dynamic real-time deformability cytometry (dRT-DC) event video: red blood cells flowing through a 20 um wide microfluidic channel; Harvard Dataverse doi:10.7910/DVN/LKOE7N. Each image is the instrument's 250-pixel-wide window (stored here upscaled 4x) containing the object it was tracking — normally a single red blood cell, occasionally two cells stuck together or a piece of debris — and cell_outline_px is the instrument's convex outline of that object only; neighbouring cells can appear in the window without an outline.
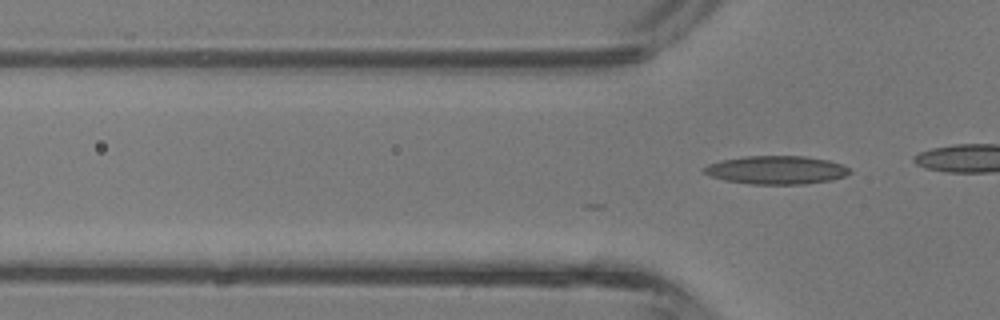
{"species": "common noctule bat (a hibernating species)", "species_latin": "Nyctalus noctula", "temperature_condition": "room temperature", "stored_images_in_passage": 9, "camera_frame_rate_fps": 3000, "um_per_image_px": 0.085, "animal": {"sex": "male", "body_mass_g": 13.3}, "frame": {"image": 1, "passage_image": 9, "time_ms": 2.667, "image_size_px": [1000, 320], "cell_outline_px": [[852, 172], [844, 176], [832, 180], [804, 184], [752, 184], [724, 180], [712, 176], [704, 172], [704, 168], [708, 164], [720, 160], [744, 156], [804, 156], [828, 160], [840, 164], [848, 168]], "centroid_in_image_um": [65.99, 14.45], "position_along_channel_um": 59.8, "area_um2": 23.93}}